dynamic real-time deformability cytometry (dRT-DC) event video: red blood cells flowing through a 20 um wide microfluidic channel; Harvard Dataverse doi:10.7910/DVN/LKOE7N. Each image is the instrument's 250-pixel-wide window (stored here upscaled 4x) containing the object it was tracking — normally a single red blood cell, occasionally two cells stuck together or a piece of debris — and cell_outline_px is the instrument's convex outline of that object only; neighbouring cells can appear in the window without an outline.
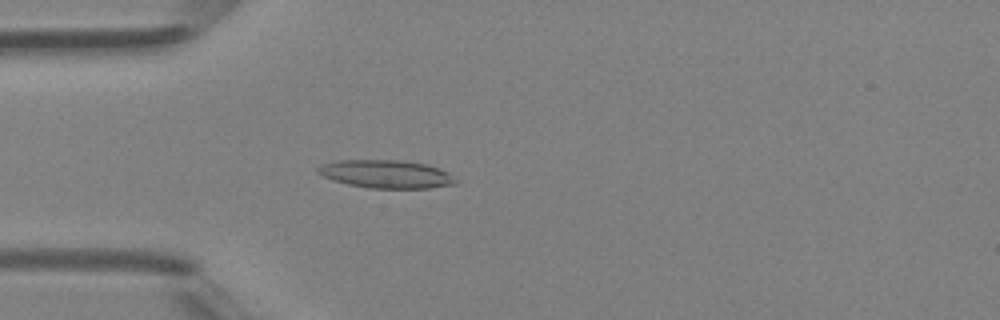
{"species": "Egyptian fruit bat (a non-hibernating species)", "species_latin": "Rousettus aegyptiacus", "temperature_condition": "room temperature", "stored_images_in_passage": 46, "camera_frame_rate_fps": 3000, "um_per_image_px": 0.085, "animal": {"sex": "female"}, "frame": {"image": 1, "passage_image": 13, "time_ms": 4.0, "image_size_px": [1000, 320], "cell_outline_px": [[456, 184], [428, 188], [368, 188], [348, 184], [332, 180], [316, 172], [316, 168], [320, 164], [340, 160], [400, 160], [428, 164], [440, 168], [448, 172], [456, 180]], "centroid_in_image_um": [32.81, 14.79], "position_along_channel_um": 52.2, "area_um2": 22.66}}
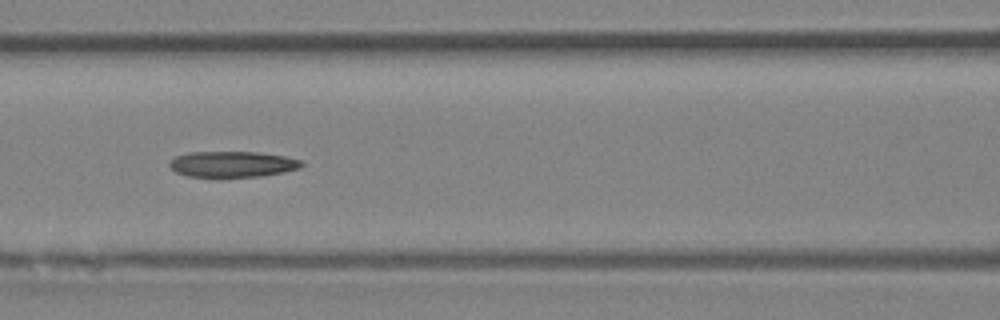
{"frame": {"image": 2, "passage_image": 20, "time_ms": 6.333, "image_size_px": [1000, 320], "cell_outline_px": [[304, 164], [300, 168], [284, 172], [260, 176], [188, 176], [176, 172], [168, 164], [176, 156], [188, 152], [256, 152], [284, 156], [304, 160]], "centroid_in_image_um": [19.8, 13.94], "position_along_channel_um": 146.8, "area_um2": 19.71}}
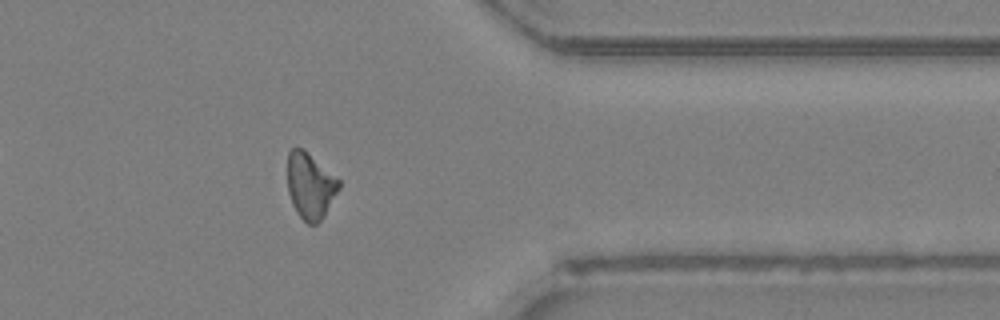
{"frame": {"image": 3, "passage_image": 37, "time_ms": 12.0, "image_size_px": [1000, 320], "cell_outline_px": [[340, 188], [324, 216], [316, 224], [308, 224], [296, 212], [292, 204], [288, 192], [288, 152], [292, 148], [304, 148], [340, 180]], "centroid_in_image_um": [26.37, 15.78], "position_along_channel_um": 385.0, "area_um2": 19.83}, "authors_computed_cell_mechanics": {"area_um2": 20.3456, "velocity_mm_per_s": 4.4367, "shape_relaxation_time_tau1_ms": 6.5231, "shape_relaxation_time_tau2_ms": 9.981, "deformation_change_tau1": 0.1868, "deformation_change_tau2": 0.2489}}